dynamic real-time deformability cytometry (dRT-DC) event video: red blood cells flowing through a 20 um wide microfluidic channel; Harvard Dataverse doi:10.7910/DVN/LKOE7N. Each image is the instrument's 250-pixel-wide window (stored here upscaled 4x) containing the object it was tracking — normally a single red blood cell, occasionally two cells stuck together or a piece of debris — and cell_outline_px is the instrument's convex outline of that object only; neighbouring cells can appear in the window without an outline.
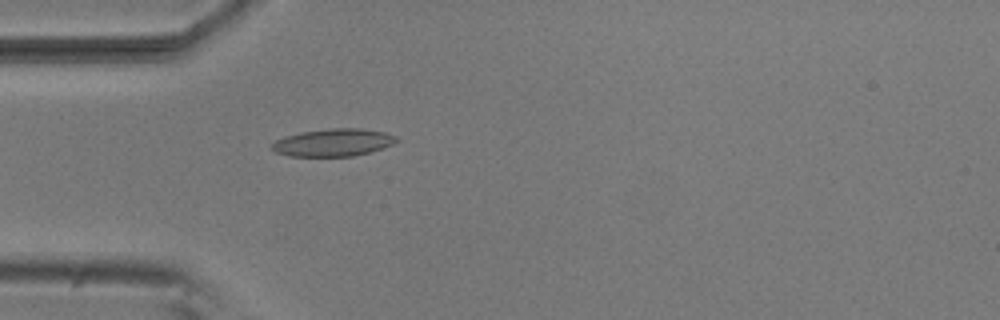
{"species": "common noctule bat (a hibernating species)", "species_latin": "Nyctalus noctula", "temperature_condition": "room temperature", "stored_images_in_passage": 4, "camera_frame_rate_fps": 3000, "um_per_image_px": 0.085, "animal": {"sex": "male", "body_mass_g": 20.5, "forearm_length_mm": 52.5}, "frame": {"image": 1, "passage_image": 4, "time_ms": 1.0, "image_size_px": [1000, 320], "cell_outline_px": [[400, 140], [392, 144], [368, 152], [352, 156], [288, 156], [276, 152], [268, 148], [276, 140], [284, 136], [300, 132], [328, 128], [360, 128], [384, 132], [396, 136]], "centroid_in_image_um": [28.28, 12.1], "position_along_channel_um": 56.7, "area_um2": 20.0}}